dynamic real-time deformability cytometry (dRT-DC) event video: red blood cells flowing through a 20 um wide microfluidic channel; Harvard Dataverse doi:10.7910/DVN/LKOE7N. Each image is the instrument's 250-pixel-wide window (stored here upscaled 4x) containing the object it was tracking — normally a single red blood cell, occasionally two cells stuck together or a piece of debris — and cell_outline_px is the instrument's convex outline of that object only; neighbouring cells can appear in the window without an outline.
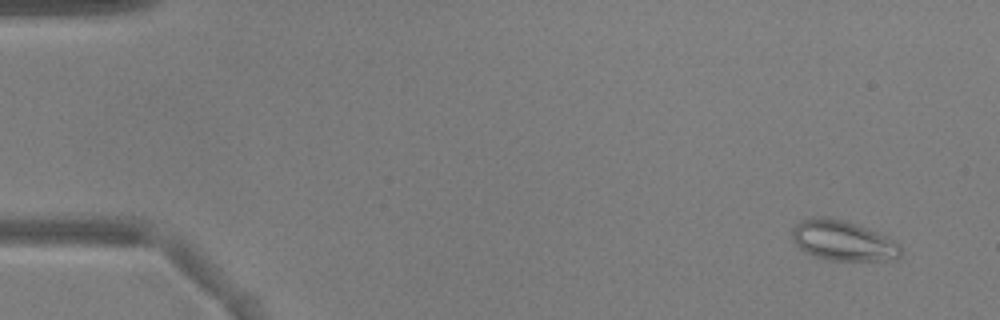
{"species": "common noctule bat (a hibernating species)", "species_latin": "Nyctalus noctula", "temperature_condition": "warm", "stored_images_in_passage": 55, "camera_frame_rate_fps": 3000, "um_per_image_px": 0.085, "animal": {"sex": "male", "body_mass_g": 17.9, "forearm_length_mm": 54.2}, "frame": {"image": 1, "passage_image": 4, "time_ms": 1.0, "image_size_px": [1000, 320], "cell_outline_px": [[900, 256], [896, 260], [828, 260], [804, 252], [792, 240], [792, 228], [800, 220], [808, 216], [824, 216], [840, 220], [888, 236], [896, 240], [900, 244]], "centroid_in_image_um": [71.63, 20.45], "position_along_channel_um": 13.4, "area_um2": 25.37}}
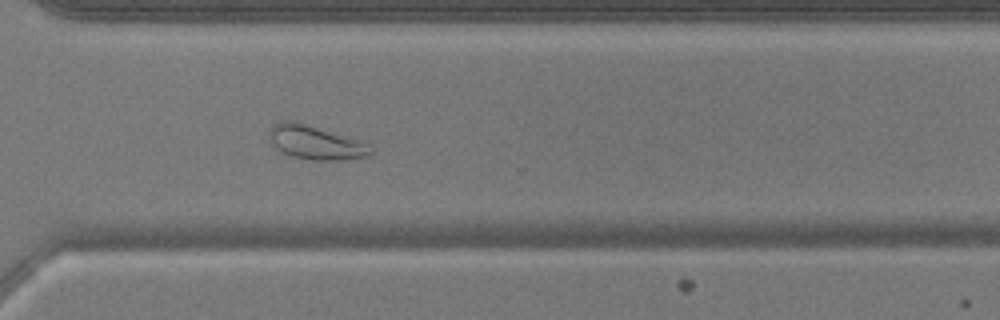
{"frame": {"image": 2, "passage_image": 41, "time_ms": 13.333, "image_size_px": [1000, 320], "cell_outline_px": [[372, 152], [368, 156], [348, 160], [312, 160], [288, 156], [276, 148], [268, 140], [268, 132], [272, 124], [280, 120], [292, 120], [372, 144]], "centroid_in_image_um": [26.78, 12.12], "position_along_channel_um": 343.8, "area_um2": 20.35}}
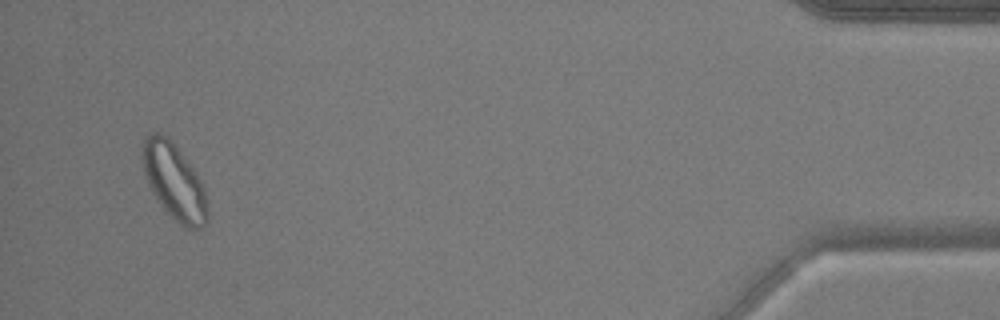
{"frame": {"image": 3, "passage_image": 53, "time_ms": 17.333, "image_size_px": [1000, 320], "cell_outline_px": [[208, 220], [200, 228], [192, 232], [184, 228], [164, 208], [152, 192], [144, 172], [140, 152], [144, 136], [152, 132], [160, 132], [176, 148], [196, 172], [204, 188], [208, 212]], "centroid_in_image_um": [14.79, 15.45], "position_along_channel_um": 420.4, "area_um2": 28.55}, "authors_computed_cell_mechanics": {"area_um2": 24.3338, "velocity_mm_per_s": 3.705, "shape_relaxation_time_tau1_ms": null, "shape_relaxation_time_tau2_ms": 3.9918, "deformation_change_tau1": null, "deformation_change_tau2": 0.0767}}